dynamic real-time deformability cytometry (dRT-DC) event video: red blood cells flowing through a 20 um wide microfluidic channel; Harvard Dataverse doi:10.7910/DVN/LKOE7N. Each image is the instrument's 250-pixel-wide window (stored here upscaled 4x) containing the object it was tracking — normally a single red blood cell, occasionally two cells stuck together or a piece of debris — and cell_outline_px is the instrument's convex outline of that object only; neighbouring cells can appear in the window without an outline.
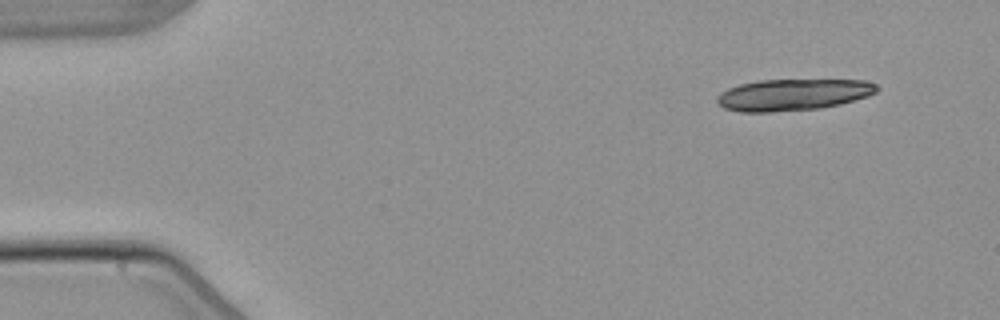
{"species": "common noctule bat (a hibernating species)", "species_latin": "Nyctalus noctula", "temperature_condition": "warm", "stored_images_in_passage": 3, "camera_frame_rate_fps": 3000, "um_per_image_px": 0.085, "animal": {"sex": "male", "body_mass_g": 21.5, "forearm_length_mm": 52.0}, "frame": {"image": 1, "passage_image": 1, "time_ms": 0.0, "image_size_px": [1000, 320], "cell_outline_px": [[880, 88], [876, 92], [868, 96], [840, 104], [820, 108], [772, 112], [740, 112], [724, 108], [716, 100], [716, 96], [720, 92], [728, 88], [740, 84], [760, 80], [864, 80], [876, 84]], "centroid_in_image_um": [67.39, 8.05], "position_along_channel_um": 17.6, "area_um2": 29.42}}